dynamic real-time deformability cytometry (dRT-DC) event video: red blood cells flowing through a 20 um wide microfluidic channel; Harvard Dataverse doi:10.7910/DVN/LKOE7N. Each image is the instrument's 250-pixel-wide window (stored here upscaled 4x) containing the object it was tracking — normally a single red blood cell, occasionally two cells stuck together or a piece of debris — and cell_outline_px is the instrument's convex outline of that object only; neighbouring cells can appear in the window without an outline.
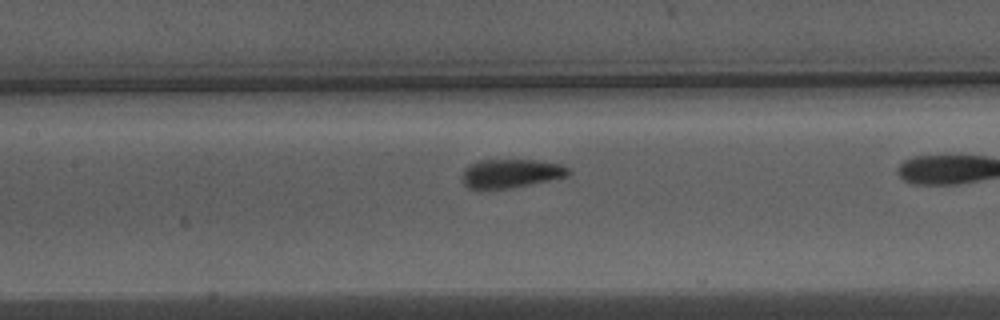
{"species": "Egyptian fruit bat (a non-hibernating species)", "species_latin": "Rousettus aegyptiacus", "temperature_condition": "warm", "stored_images_in_passage": 40, "camera_frame_rate_fps": 3000, "um_per_image_px": 0.085, "animal": {"sex": "male"}, "frame": {"image": 1, "passage_image": 23, "time_ms": 7.333, "image_size_px": [1000, 320], "cell_outline_px": [[572, 172], [568, 176], [512, 188], [488, 192], [476, 192], [468, 188], [464, 184], [460, 176], [464, 168], [468, 164], [480, 160], [532, 160], [564, 164]], "centroid_in_image_um": [43.33, 14.79], "position_along_channel_um": 164.1, "area_um2": 18.73}}
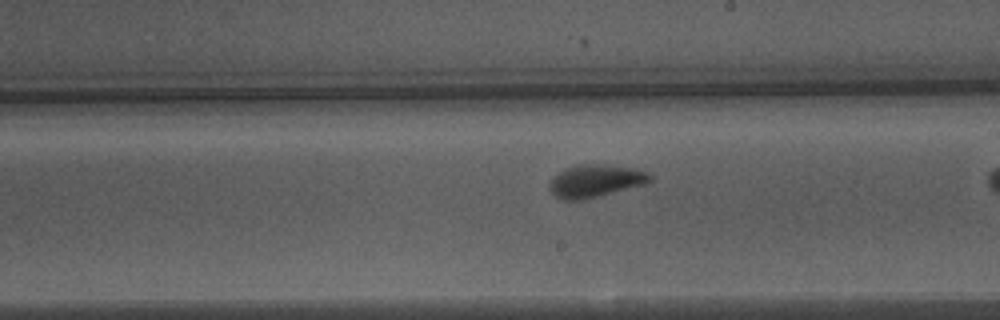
{"frame": {"image": 2, "passage_image": 29, "time_ms": 9.333, "image_size_px": [1000, 320], "cell_outline_px": [[652, 180], [644, 184], [600, 196], [580, 200], [560, 200], [552, 192], [548, 184], [560, 172], [576, 164], [604, 164], [636, 168], [648, 172], [652, 176]], "centroid_in_image_um": [50.64, 15.37], "position_along_channel_um": 238.4, "area_um2": 19.02}}
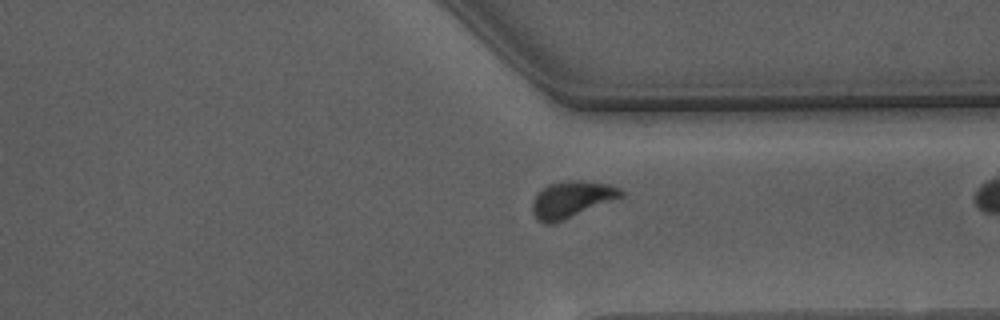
{"frame": {"image": 3, "passage_image": 39, "time_ms": 12.667, "image_size_px": [1000, 320], "cell_outline_px": [[624, 196], [564, 220], [552, 224], [544, 224], [536, 220], [532, 212], [532, 200], [540, 188], [548, 184], [564, 180], [580, 180], [608, 184], [620, 188], [624, 192]], "centroid_in_image_um": [48.54, 16.95], "position_along_channel_um": 362.9, "area_um2": 19.19}}